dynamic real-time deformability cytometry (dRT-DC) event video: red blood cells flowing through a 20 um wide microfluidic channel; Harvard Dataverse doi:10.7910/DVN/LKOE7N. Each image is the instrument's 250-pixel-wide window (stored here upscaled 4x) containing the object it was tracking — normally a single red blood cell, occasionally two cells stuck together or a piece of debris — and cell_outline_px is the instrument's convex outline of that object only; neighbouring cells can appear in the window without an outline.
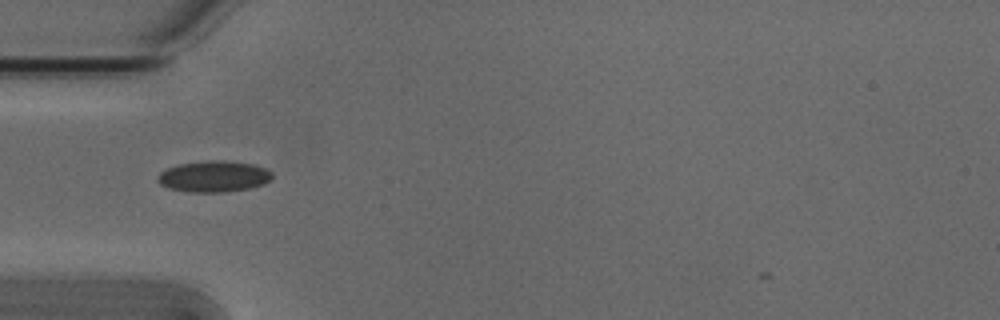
{"species": "Egyptian fruit bat (a non-hibernating species)", "species_latin": "Rousettus aegyptiacus", "temperature_condition": "cold", "stored_images_in_passage": 36, "camera_frame_rate_fps": 3000, "um_per_image_px": 0.085, "animal": {"sex": "male"}, "frame": {"image": 1, "passage_image": 1, "time_ms": 0.0, "image_size_px": [1000, 320], "cell_outline_px": [[272, 176], [264, 184], [248, 188], [224, 192], [188, 192], [168, 188], [160, 184], [156, 180], [156, 176], [160, 172], [168, 168], [180, 164], [208, 160], [224, 160], [252, 164], [264, 168], [272, 172]], "centroid_in_image_um": [18.13, 15.0], "position_along_channel_um": 66.9, "area_um2": 20.75}}
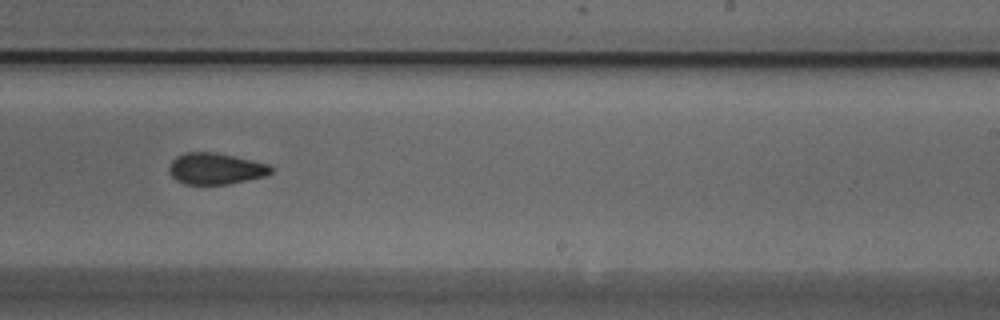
{"frame": {"image": 2, "passage_image": 17, "time_ms": 5.333, "image_size_px": [1000, 320], "cell_outline_px": [[272, 172], [264, 176], [228, 184], [184, 184], [176, 180], [168, 172], [168, 168], [172, 160], [176, 156], [184, 152], [216, 152], [268, 164], [272, 168]], "centroid_in_image_um": [18.27, 14.33], "position_along_channel_um": 270.7, "area_um2": 18.55}}
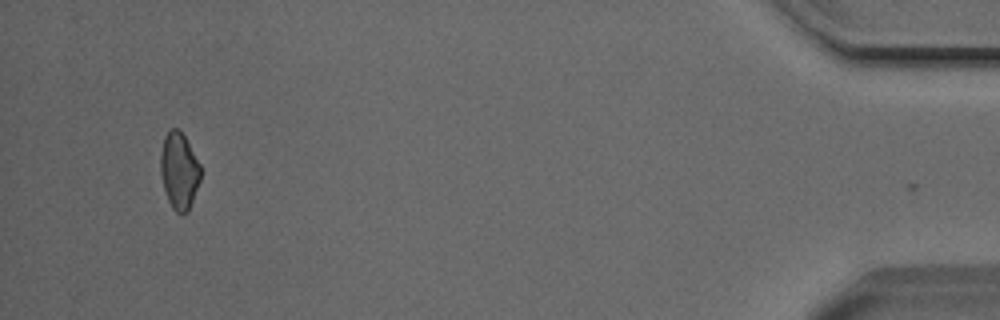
{"frame": {"image": 3, "passage_image": 35, "time_ms": 11.333, "image_size_px": [1000, 320], "cell_outline_px": [[200, 180], [188, 212], [180, 216], [172, 208], [168, 200], [164, 188], [160, 172], [160, 156], [164, 136], [172, 128], [176, 128], [184, 136], [200, 164]], "centroid_in_image_um": [15.22, 14.56], "position_along_channel_um": 420.0, "area_um2": 17.8}, "authors_computed_cell_mechanics": {"area_um2": 18.5827, "velocity_mm_per_s": 3.8317, "shape_relaxation_time_tau1_ms": 3.1698, "shape_relaxation_time_tau2_ms": 3.2331, "deformation_change_tau1": 0.0733, "deformation_change_tau2": 0.0769}}